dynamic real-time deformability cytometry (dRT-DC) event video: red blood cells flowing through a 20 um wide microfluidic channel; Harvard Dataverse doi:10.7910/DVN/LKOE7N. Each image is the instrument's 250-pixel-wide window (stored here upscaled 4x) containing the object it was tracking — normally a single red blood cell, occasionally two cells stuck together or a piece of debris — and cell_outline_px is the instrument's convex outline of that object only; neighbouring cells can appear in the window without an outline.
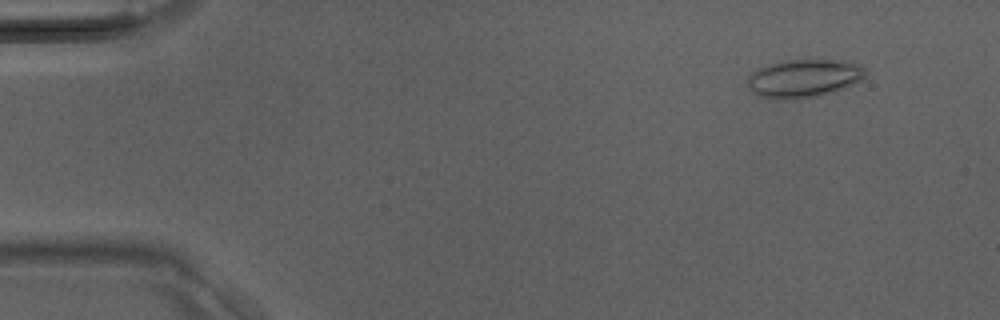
{"species": "Egyptian fruit bat (a non-hibernating species)", "species_latin": "Rousettus aegyptiacus", "temperature_condition": "room temperature", "stored_images_in_passage": 40, "camera_frame_rate_fps": 3000, "um_per_image_px": 0.085, "animal": {"sex": "male"}, "frame": {"image": 1, "passage_image": 4, "time_ms": 1.0, "image_size_px": [1000, 320], "cell_outline_px": [[868, 72], [864, 80], [836, 92], [800, 100], [768, 100], [752, 92], [748, 88], [748, 76], [752, 72], [760, 68], [772, 64], [788, 60], [852, 60], [868, 68]], "centroid_in_image_um": [68.42, 6.69], "position_along_channel_um": 16.6, "area_um2": 27.17}}
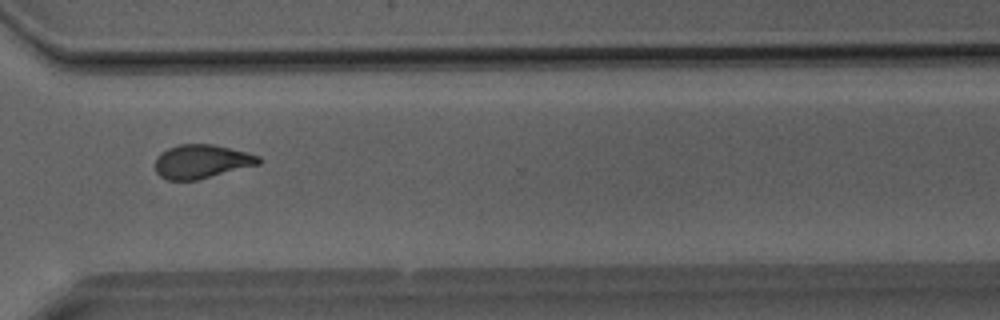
{"frame": {"image": 2, "passage_image": 30, "time_ms": 9.667, "image_size_px": [1000, 320], "cell_outline_px": [[260, 164], [196, 180], [168, 180], [160, 176], [156, 172], [156, 156], [160, 152], [168, 148], [180, 144], [212, 144], [260, 156]], "centroid_in_image_um": [17.1, 13.73], "position_along_channel_um": 353.5, "area_um2": 20.17}}
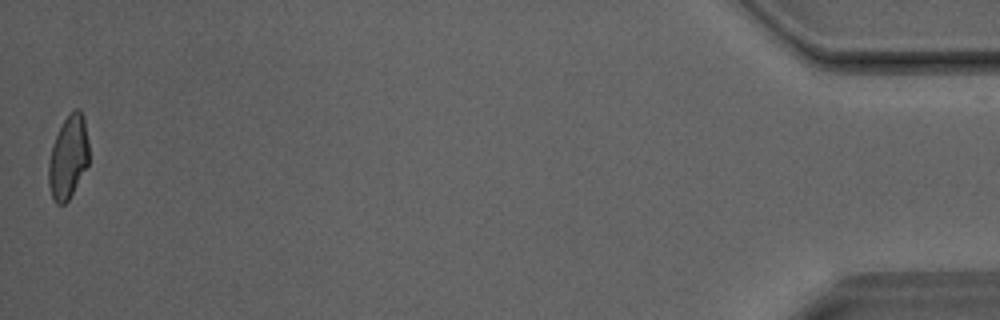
{"frame": {"image": 3, "passage_image": 40, "time_ms": 13.0, "image_size_px": [1000, 320], "cell_outline_px": [[88, 164], [68, 200], [64, 204], [56, 204], [52, 196], [48, 184], [48, 164], [52, 144], [64, 120], [76, 108], [84, 116], [88, 140]], "centroid_in_image_um": [5.79, 13.38], "position_along_channel_um": 429.4, "area_um2": 19.25}}